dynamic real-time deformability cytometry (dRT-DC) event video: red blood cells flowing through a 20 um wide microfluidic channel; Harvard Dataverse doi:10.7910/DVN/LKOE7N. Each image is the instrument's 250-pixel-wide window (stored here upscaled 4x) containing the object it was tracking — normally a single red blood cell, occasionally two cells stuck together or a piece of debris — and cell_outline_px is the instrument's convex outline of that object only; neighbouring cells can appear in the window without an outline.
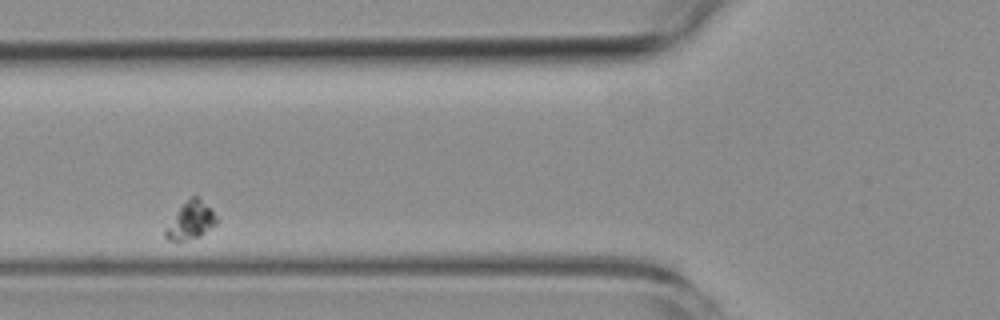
{"species": "common noctule bat (a hibernating species)", "species_latin": "Nyctalus noctula", "temperature_condition": "room temperature", "stored_images_in_passage": 4, "camera_frame_rate_fps": 3000, "um_per_image_px": 0.085, "animal": {"sex": "female", "body_mass_g": 19.3, "forearm_length_mm": 54.1}, "frame": {"image": 1, "passage_image": 2, "time_ms": 1.0, "image_size_px": [1000, 320], "cell_outline_px": [[220, 220], [216, 224], [200, 236], [180, 244], [168, 240], [164, 236], [164, 228], [180, 208], [192, 196], [196, 196], [212, 208]], "centroid_in_image_um": [16.21, 18.82], "position_along_channel_um": 109.6, "area_um2": 11.44}}
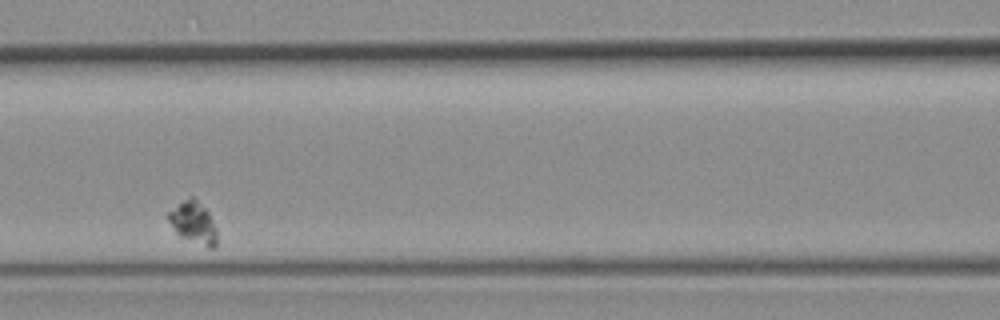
{"frame": {"image": 2, "passage_image": 3, "time_ms": 2.333, "image_size_px": [1000, 320], "cell_outline_px": [[216, 244], [212, 248], [208, 248], [180, 236], [176, 232], [164, 216], [168, 212], [184, 200], [192, 196], [208, 212], [216, 228]], "centroid_in_image_um": [16.41, 18.94], "position_along_channel_um": 150.2, "area_um2": 11.68}}
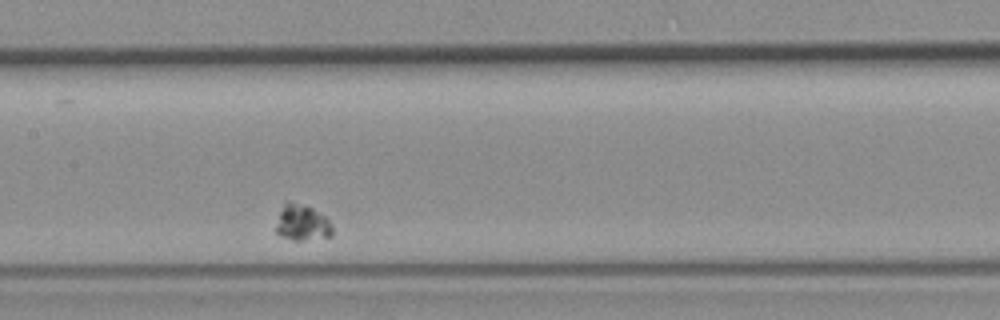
{"frame": {"image": 3, "passage_image": 4, "time_ms": 3.333, "image_size_px": [1000, 320], "cell_outline_px": [[332, 236], [304, 240], [292, 240], [280, 236], [276, 232], [276, 228], [280, 212], [284, 200], [288, 200], [312, 208], [324, 216], [328, 220], [332, 228]], "centroid_in_image_um": [25.66, 18.93], "position_along_channel_um": 181.7, "area_um2": 11.73}}